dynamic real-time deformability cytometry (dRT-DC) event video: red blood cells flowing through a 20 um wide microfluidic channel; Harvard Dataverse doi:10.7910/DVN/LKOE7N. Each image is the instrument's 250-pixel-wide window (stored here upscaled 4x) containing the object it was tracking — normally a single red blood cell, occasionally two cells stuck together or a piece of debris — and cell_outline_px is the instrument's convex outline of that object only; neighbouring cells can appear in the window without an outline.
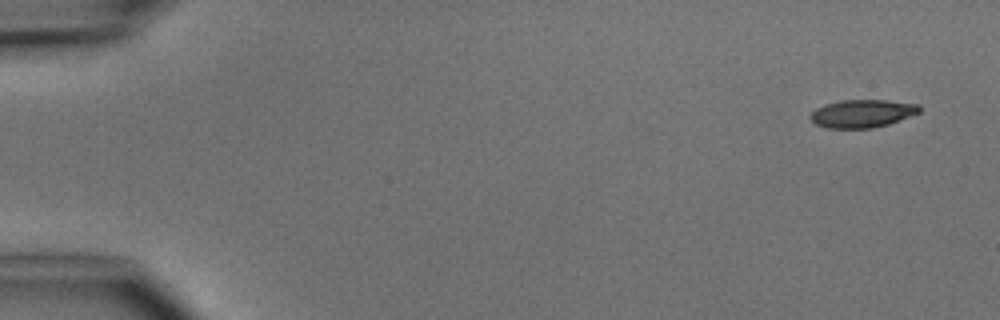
{"species": "common noctule bat (a hibernating species)", "species_latin": "Nyctalus noctula", "temperature_condition": "cold", "stored_images_in_passage": 4, "camera_frame_rate_fps": 3000, "um_per_image_px": 0.085, "animal": {"sex": "male", "body_mass_g": 15.6}, "frame": {"image": 1, "passage_image": 1, "time_ms": 0.0, "image_size_px": [1000, 320], "cell_outline_px": [[920, 112], [888, 124], [872, 128], [828, 128], [816, 124], [808, 116], [816, 108], [824, 104], [840, 100], [888, 100], [920, 104]], "centroid_in_image_um": [73.28, 9.64], "position_along_channel_um": 11.7, "area_um2": 17.74}}